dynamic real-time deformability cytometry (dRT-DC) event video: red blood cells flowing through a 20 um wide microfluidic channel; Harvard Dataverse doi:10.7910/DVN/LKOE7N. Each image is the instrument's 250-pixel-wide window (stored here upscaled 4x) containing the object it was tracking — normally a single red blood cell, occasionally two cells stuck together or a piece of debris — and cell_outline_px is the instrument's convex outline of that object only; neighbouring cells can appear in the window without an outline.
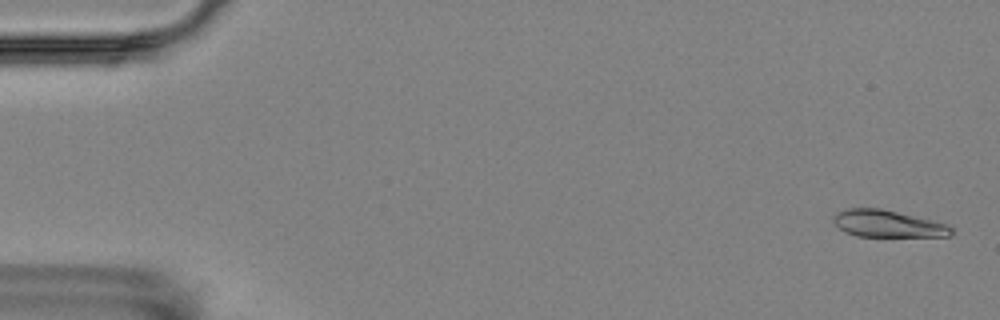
{"species": "Egyptian fruit bat (a non-hibernating species)", "species_latin": "Rousettus aegyptiacus", "temperature_condition": "room temperature", "stored_images_in_passage": 8, "camera_frame_rate_fps": 3000, "um_per_image_px": 0.085, "animal": {"sex": "female"}, "frame": {"image": 1, "passage_image": 1, "time_ms": 0.0, "image_size_px": [1000, 320], "cell_outline_px": [[952, 232], [948, 236], [856, 236], [844, 232], [832, 220], [836, 212], [848, 208], [880, 208], [932, 220], [948, 224], [952, 228]], "centroid_in_image_um": [75.43, 19.01], "position_along_channel_um": 9.6, "area_um2": 18.38}}
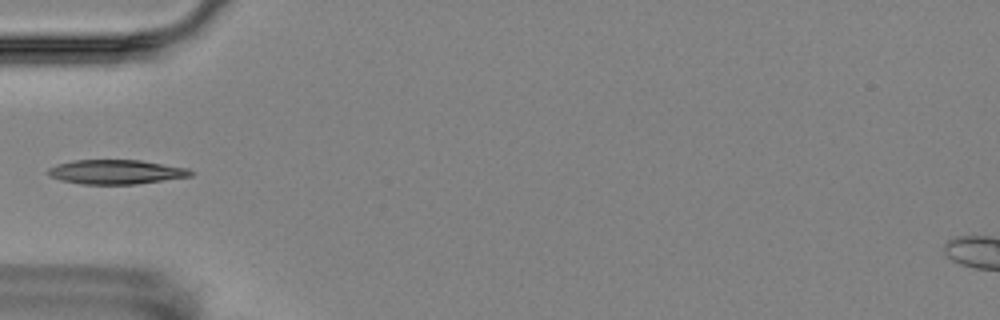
{"frame": {"image": 2, "passage_image": 6, "time_ms": 5.667, "image_size_px": [1000, 320], "cell_outline_px": [[196, 172], [192, 176], [136, 184], [80, 184], [60, 180], [48, 176], [44, 172], [48, 168], [56, 164], [72, 160], [140, 160], [188, 168]], "centroid_in_image_um": [9.82, 14.61], "position_along_channel_um": 75.2, "area_um2": 20.52}}
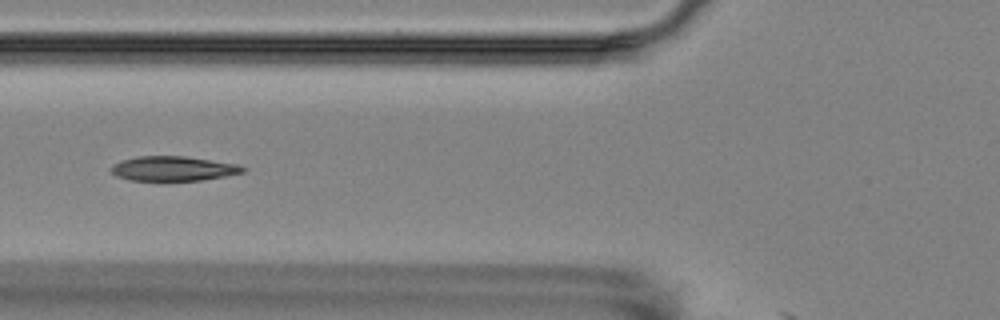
{"frame": {"image": 3, "passage_image": 7, "time_ms": 6.667, "image_size_px": [1000, 320], "cell_outline_px": [[244, 172], [224, 176], [200, 180], [128, 180], [116, 176], [108, 168], [112, 164], [120, 160], [136, 156], [184, 156], [236, 164], [244, 168]], "centroid_in_image_um": [14.62, 14.32], "position_along_channel_um": 111.2, "area_um2": 18.79}}